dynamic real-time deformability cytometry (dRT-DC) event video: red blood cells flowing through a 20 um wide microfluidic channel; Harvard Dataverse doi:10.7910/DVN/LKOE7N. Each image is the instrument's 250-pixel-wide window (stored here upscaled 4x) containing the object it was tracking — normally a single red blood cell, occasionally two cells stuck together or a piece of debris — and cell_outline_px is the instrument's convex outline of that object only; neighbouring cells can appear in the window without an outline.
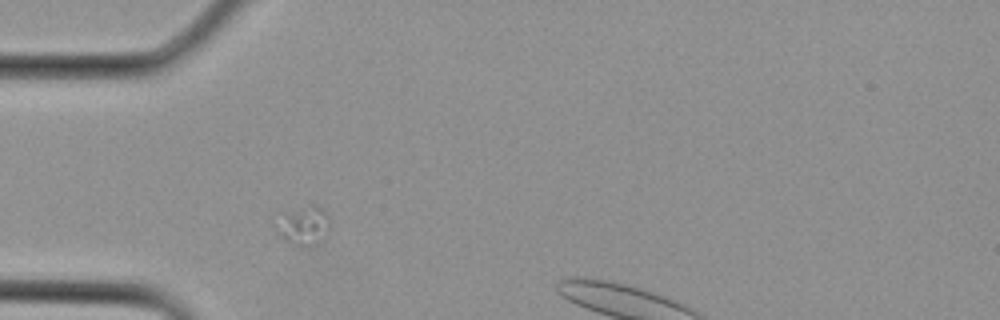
{"species": "Egyptian fruit bat (a non-hibernating species)", "species_latin": "Rousettus aegyptiacus", "temperature_condition": "cold", "stored_images_in_passage": 2, "camera_frame_rate_fps": 3000, "um_per_image_px": 0.085, "animal": {"sex": "female"}, "frame": {"image": 1, "passage_image": 1, "time_ms": 0.0, "image_size_px": [1000, 320], "cell_outline_px": [[328, 236], [320, 244], [304, 248], [296, 248], [284, 240], [276, 228], [284, 212], [312, 204], [316, 204], [328, 216]], "centroid_in_image_um": [25.85, 19.25], "position_along_channel_um": 59.2, "area_um2": 12.43}}